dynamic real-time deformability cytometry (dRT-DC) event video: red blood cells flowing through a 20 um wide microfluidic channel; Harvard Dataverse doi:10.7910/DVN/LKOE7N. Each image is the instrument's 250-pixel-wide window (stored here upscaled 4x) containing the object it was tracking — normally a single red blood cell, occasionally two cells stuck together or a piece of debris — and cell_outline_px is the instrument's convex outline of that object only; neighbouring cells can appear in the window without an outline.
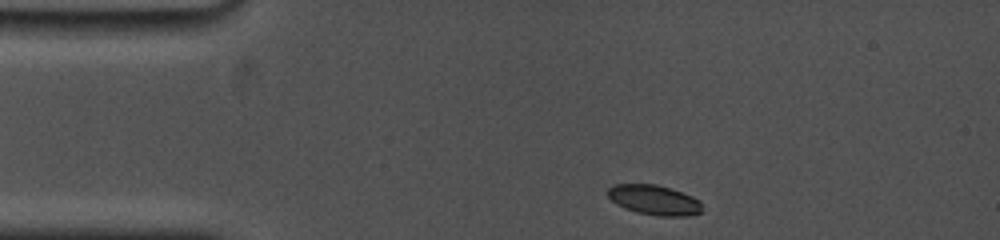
{"species": "common noctule bat (a hibernating species)", "species_latin": "Nyctalus noctula", "temperature_condition": "cold", "stored_images_in_passage": 3, "camera_frame_rate_fps": 5000, "um_per_image_px": 0.085, "animal": {"sex": "female", "body_mass_g": 19.0, "forearm_length_mm": 53.3}, "frame": {"image": 1, "passage_image": 1, "time_ms": 0.0, "image_size_px": [1000, 240], "cell_outline_px": [[704, 212], [692, 216], [660, 216], [636, 212], [624, 208], [616, 204], [608, 196], [608, 188], [612, 184], [656, 184], [672, 188], [692, 196], [700, 200]], "centroid_in_image_um": [55.65, 17.0], "position_along_channel_um": 29.3, "area_um2": 16.76}}